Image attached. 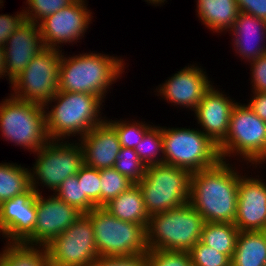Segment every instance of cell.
I'll use <instances>...</instances> for the list:
<instances>
[{"instance_id":"obj_34","label":"cell","mask_w":266,"mask_h":266,"mask_svg":"<svg viewBox=\"0 0 266 266\" xmlns=\"http://www.w3.org/2000/svg\"><path fill=\"white\" fill-rule=\"evenodd\" d=\"M82 196H87L97 207H101L100 170L83 165L77 173Z\"/></svg>"},{"instance_id":"obj_4","label":"cell","mask_w":266,"mask_h":266,"mask_svg":"<svg viewBox=\"0 0 266 266\" xmlns=\"http://www.w3.org/2000/svg\"><path fill=\"white\" fill-rule=\"evenodd\" d=\"M204 218L187 202L151 215L146 227L148 250L187 251L200 241Z\"/></svg>"},{"instance_id":"obj_16","label":"cell","mask_w":266,"mask_h":266,"mask_svg":"<svg viewBox=\"0 0 266 266\" xmlns=\"http://www.w3.org/2000/svg\"><path fill=\"white\" fill-rule=\"evenodd\" d=\"M36 191L26 192L0 204V236L6 242H24L33 232L37 219Z\"/></svg>"},{"instance_id":"obj_15","label":"cell","mask_w":266,"mask_h":266,"mask_svg":"<svg viewBox=\"0 0 266 266\" xmlns=\"http://www.w3.org/2000/svg\"><path fill=\"white\" fill-rule=\"evenodd\" d=\"M201 67L198 64L185 66L172 74L165 83L158 85L154 92H158L156 95L167 100L169 104L178 105L177 108L194 111L213 85L207 72Z\"/></svg>"},{"instance_id":"obj_28","label":"cell","mask_w":266,"mask_h":266,"mask_svg":"<svg viewBox=\"0 0 266 266\" xmlns=\"http://www.w3.org/2000/svg\"><path fill=\"white\" fill-rule=\"evenodd\" d=\"M134 150L145 166L164 163L162 127L154 125Z\"/></svg>"},{"instance_id":"obj_33","label":"cell","mask_w":266,"mask_h":266,"mask_svg":"<svg viewBox=\"0 0 266 266\" xmlns=\"http://www.w3.org/2000/svg\"><path fill=\"white\" fill-rule=\"evenodd\" d=\"M76 0H26L24 7L26 20L38 24L41 20L50 16L62 8L70 6Z\"/></svg>"},{"instance_id":"obj_8","label":"cell","mask_w":266,"mask_h":266,"mask_svg":"<svg viewBox=\"0 0 266 266\" xmlns=\"http://www.w3.org/2000/svg\"><path fill=\"white\" fill-rule=\"evenodd\" d=\"M164 163L191 173L221 160L218 145L200 129L162 127Z\"/></svg>"},{"instance_id":"obj_27","label":"cell","mask_w":266,"mask_h":266,"mask_svg":"<svg viewBox=\"0 0 266 266\" xmlns=\"http://www.w3.org/2000/svg\"><path fill=\"white\" fill-rule=\"evenodd\" d=\"M30 185V170L15 163H0V204L26 192Z\"/></svg>"},{"instance_id":"obj_22","label":"cell","mask_w":266,"mask_h":266,"mask_svg":"<svg viewBox=\"0 0 266 266\" xmlns=\"http://www.w3.org/2000/svg\"><path fill=\"white\" fill-rule=\"evenodd\" d=\"M199 20L213 33H225L232 28L239 9L235 0H196Z\"/></svg>"},{"instance_id":"obj_18","label":"cell","mask_w":266,"mask_h":266,"mask_svg":"<svg viewBox=\"0 0 266 266\" xmlns=\"http://www.w3.org/2000/svg\"><path fill=\"white\" fill-rule=\"evenodd\" d=\"M3 48L5 78L8 77L10 85L45 48L38 24L26 20L8 38Z\"/></svg>"},{"instance_id":"obj_3","label":"cell","mask_w":266,"mask_h":266,"mask_svg":"<svg viewBox=\"0 0 266 266\" xmlns=\"http://www.w3.org/2000/svg\"><path fill=\"white\" fill-rule=\"evenodd\" d=\"M103 102L98 95L57 91L44 105L49 140L83 137L106 119V116H101Z\"/></svg>"},{"instance_id":"obj_41","label":"cell","mask_w":266,"mask_h":266,"mask_svg":"<svg viewBox=\"0 0 266 266\" xmlns=\"http://www.w3.org/2000/svg\"><path fill=\"white\" fill-rule=\"evenodd\" d=\"M247 105L264 122H266V92H253Z\"/></svg>"},{"instance_id":"obj_6","label":"cell","mask_w":266,"mask_h":266,"mask_svg":"<svg viewBox=\"0 0 266 266\" xmlns=\"http://www.w3.org/2000/svg\"><path fill=\"white\" fill-rule=\"evenodd\" d=\"M1 102L0 134L5 141L33 154L49 141L44 105L18 100L11 95Z\"/></svg>"},{"instance_id":"obj_21","label":"cell","mask_w":266,"mask_h":266,"mask_svg":"<svg viewBox=\"0 0 266 266\" xmlns=\"http://www.w3.org/2000/svg\"><path fill=\"white\" fill-rule=\"evenodd\" d=\"M229 31L233 50L241 59L251 62L266 53V21L239 12Z\"/></svg>"},{"instance_id":"obj_24","label":"cell","mask_w":266,"mask_h":266,"mask_svg":"<svg viewBox=\"0 0 266 266\" xmlns=\"http://www.w3.org/2000/svg\"><path fill=\"white\" fill-rule=\"evenodd\" d=\"M104 208L120 220L147 227L149 215L145 209L142 192L137 184L112 199Z\"/></svg>"},{"instance_id":"obj_26","label":"cell","mask_w":266,"mask_h":266,"mask_svg":"<svg viewBox=\"0 0 266 266\" xmlns=\"http://www.w3.org/2000/svg\"><path fill=\"white\" fill-rule=\"evenodd\" d=\"M239 232L233 223L205 222L200 241L231 259Z\"/></svg>"},{"instance_id":"obj_13","label":"cell","mask_w":266,"mask_h":266,"mask_svg":"<svg viewBox=\"0 0 266 266\" xmlns=\"http://www.w3.org/2000/svg\"><path fill=\"white\" fill-rule=\"evenodd\" d=\"M86 1L76 0L38 23L45 48L60 50L63 43L73 45L84 37L93 18Z\"/></svg>"},{"instance_id":"obj_39","label":"cell","mask_w":266,"mask_h":266,"mask_svg":"<svg viewBox=\"0 0 266 266\" xmlns=\"http://www.w3.org/2000/svg\"><path fill=\"white\" fill-rule=\"evenodd\" d=\"M249 63L251 67V91L266 92V53Z\"/></svg>"},{"instance_id":"obj_9","label":"cell","mask_w":266,"mask_h":266,"mask_svg":"<svg viewBox=\"0 0 266 266\" xmlns=\"http://www.w3.org/2000/svg\"><path fill=\"white\" fill-rule=\"evenodd\" d=\"M71 140H49L34 153L37 158L29 169L30 185L36 193H42L40 185L55 192L67 177L77 174L84 165L81 145Z\"/></svg>"},{"instance_id":"obj_2","label":"cell","mask_w":266,"mask_h":266,"mask_svg":"<svg viewBox=\"0 0 266 266\" xmlns=\"http://www.w3.org/2000/svg\"><path fill=\"white\" fill-rule=\"evenodd\" d=\"M125 65L124 59L97 51L73 56L63 52L58 91L93 94L104 100L112 84L121 79Z\"/></svg>"},{"instance_id":"obj_19","label":"cell","mask_w":266,"mask_h":266,"mask_svg":"<svg viewBox=\"0 0 266 266\" xmlns=\"http://www.w3.org/2000/svg\"><path fill=\"white\" fill-rule=\"evenodd\" d=\"M224 93L212 85L194 110L200 130L217 145L228 133L230 115L237 103Z\"/></svg>"},{"instance_id":"obj_12","label":"cell","mask_w":266,"mask_h":266,"mask_svg":"<svg viewBox=\"0 0 266 266\" xmlns=\"http://www.w3.org/2000/svg\"><path fill=\"white\" fill-rule=\"evenodd\" d=\"M45 248L50 266H92L99 257L93 225L85 213Z\"/></svg>"},{"instance_id":"obj_35","label":"cell","mask_w":266,"mask_h":266,"mask_svg":"<svg viewBox=\"0 0 266 266\" xmlns=\"http://www.w3.org/2000/svg\"><path fill=\"white\" fill-rule=\"evenodd\" d=\"M194 266H231V259L215 249L198 241L189 251Z\"/></svg>"},{"instance_id":"obj_32","label":"cell","mask_w":266,"mask_h":266,"mask_svg":"<svg viewBox=\"0 0 266 266\" xmlns=\"http://www.w3.org/2000/svg\"><path fill=\"white\" fill-rule=\"evenodd\" d=\"M113 168L134 184L139 183L143 179L146 170V166L140 160L135 150L125 147H121Z\"/></svg>"},{"instance_id":"obj_30","label":"cell","mask_w":266,"mask_h":266,"mask_svg":"<svg viewBox=\"0 0 266 266\" xmlns=\"http://www.w3.org/2000/svg\"><path fill=\"white\" fill-rule=\"evenodd\" d=\"M106 120L115 128L121 147L134 149L144 135L154 126L144 122L125 120Z\"/></svg>"},{"instance_id":"obj_5","label":"cell","mask_w":266,"mask_h":266,"mask_svg":"<svg viewBox=\"0 0 266 266\" xmlns=\"http://www.w3.org/2000/svg\"><path fill=\"white\" fill-rule=\"evenodd\" d=\"M218 150L222 160L238 156L246 165L262 167L266 159V122L247 104L237 102L230 115L228 133L218 144Z\"/></svg>"},{"instance_id":"obj_10","label":"cell","mask_w":266,"mask_h":266,"mask_svg":"<svg viewBox=\"0 0 266 266\" xmlns=\"http://www.w3.org/2000/svg\"><path fill=\"white\" fill-rule=\"evenodd\" d=\"M94 229L99 256H129L147 253L146 228L114 217L104 207L85 213Z\"/></svg>"},{"instance_id":"obj_25","label":"cell","mask_w":266,"mask_h":266,"mask_svg":"<svg viewBox=\"0 0 266 266\" xmlns=\"http://www.w3.org/2000/svg\"><path fill=\"white\" fill-rule=\"evenodd\" d=\"M0 252V266H50L45 246L6 242Z\"/></svg>"},{"instance_id":"obj_43","label":"cell","mask_w":266,"mask_h":266,"mask_svg":"<svg viewBox=\"0 0 266 266\" xmlns=\"http://www.w3.org/2000/svg\"><path fill=\"white\" fill-rule=\"evenodd\" d=\"M145 2L154 5V6H159L161 7V5L163 6L164 2H167V0H145Z\"/></svg>"},{"instance_id":"obj_42","label":"cell","mask_w":266,"mask_h":266,"mask_svg":"<svg viewBox=\"0 0 266 266\" xmlns=\"http://www.w3.org/2000/svg\"><path fill=\"white\" fill-rule=\"evenodd\" d=\"M4 62V48L0 47V79L5 77Z\"/></svg>"},{"instance_id":"obj_38","label":"cell","mask_w":266,"mask_h":266,"mask_svg":"<svg viewBox=\"0 0 266 266\" xmlns=\"http://www.w3.org/2000/svg\"><path fill=\"white\" fill-rule=\"evenodd\" d=\"M0 0V6L4 5ZM15 15L0 14V47H3L8 38L26 21L24 9Z\"/></svg>"},{"instance_id":"obj_20","label":"cell","mask_w":266,"mask_h":266,"mask_svg":"<svg viewBox=\"0 0 266 266\" xmlns=\"http://www.w3.org/2000/svg\"><path fill=\"white\" fill-rule=\"evenodd\" d=\"M77 140L85 165L98 170L113 168L121 144L115 128L106 119Z\"/></svg>"},{"instance_id":"obj_11","label":"cell","mask_w":266,"mask_h":266,"mask_svg":"<svg viewBox=\"0 0 266 266\" xmlns=\"http://www.w3.org/2000/svg\"><path fill=\"white\" fill-rule=\"evenodd\" d=\"M62 51L42 49L24 71L11 82L10 93L15 99L45 105L58 91Z\"/></svg>"},{"instance_id":"obj_14","label":"cell","mask_w":266,"mask_h":266,"mask_svg":"<svg viewBox=\"0 0 266 266\" xmlns=\"http://www.w3.org/2000/svg\"><path fill=\"white\" fill-rule=\"evenodd\" d=\"M36 212L34 232L23 243L42 246L64 232L83 214L54 194L46 198L42 193L36 194Z\"/></svg>"},{"instance_id":"obj_37","label":"cell","mask_w":266,"mask_h":266,"mask_svg":"<svg viewBox=\"0 0 266 266\" xmlns=\"http://www.w3.org/2000/svg\"><path fill=\"white\" fill-rule=\"evenodd\" d=\"M92 266H149L147 253L129 256H99Z\"/></svg>"},{"instance_id":"obj_29","label":"cell","mask_w":266,"mask_h":266,"mask_svg":"<svg viewBox=\"0 0 266 266\" xmlns=\"http://www.w3.org/2000/svg\"><path fill=\"white\" fill-rule=\"evenodd\" d=\"M53 194L82 213H88L97 207L87 196H82L77 174L67 177Z\"/></svg>"},{"instance_id":"obj_23","label":"cell","mask_w":266,"mask_h":266,"mask_svg":"<svg viewBox=\"0 0 266 266\" xmlns=\"http://www.w3.org/2000/svg\"><path fill=\"white\" fill-rule=\"evenodd\" d=\"M231 266H266V231H240Z\"/></svg>"},{"instance_id":"obj_1","label":"cell","mask_w":266,"mask_h":266,"mask_svg":"<svg viewBox=\"0 0 266 266\" xmlns=\"http://www.w3.org/2000/svg\"><path fill=\"white\" fill-rule=\"evenodd\" d=\"M232 166L221 159L214 166L191 174L189 203L205 222H235L239 172Z\"/></svg>"},{"instance_id":"obj_36","label":"cell","mask_w":266,"mask_h":266,"mask_svg":"<svg viewBox=\"0 0 266 266\" xmlns=\"http://www.w3.org/2000/svg\"><path fill=\"white\" fill-rule=\"evenodd\" d=\"M149 266H194L187 251L148 250Z\"/></svg>"},{"instance_id":"obj_31","label":"cell","mask_w":266,"mask_h":266,"mask_svg":"<svg viewBox=\"0 0 266 266\" xmlns=\"http://www.w3.org/2000/svg\"><path fill=\"white\" fill-rule=\"evenodd\" d=\"M100 178L101 207H104L112 199L116 198L134 185L133 182L114 168L101 169Z\"/></svg>"},{"instance_id":"obj_17","label":"cell","mask_w":266,"mask_h":266,"mask_svg":"<svg viewBox=\"0 0 266 266\" xmlns=\"http://www.w3.org/2000/svg\"><path fill=\"white\" fill-rule=\"evenodd\" d=\"M239 173L237 213L234 225L239 231H266L265 179ZM248 176V177H247Z\"/></svg>"},{"instance_id":"obj_7","label":"cell","mask_w":266,"mask_h":266,"mask_svg":"<svg viewBox=\"0 0 266 266\" xmlns=\"http://www.w3.org/2000/svg\"><path fill=\"white\" fill-rule=\"evenodd\" d=\"M191 172L169 164L146 166L139 186L149 217L189 202Z\"/></svg>"},{"instance_id":"obj_40","label":"cell","mask_w":266,"mask_h":266,"mask_svg":"<svg viewBox=\"0 0 266 266\" xmlns=\"http://www.w3.org/2000/svg\"><path fill=\"white\" fill-rule=\"evenodd\" d=\"M239 12L249 14L266 21V0H235Z\"/></svg>"}]
</instances>
